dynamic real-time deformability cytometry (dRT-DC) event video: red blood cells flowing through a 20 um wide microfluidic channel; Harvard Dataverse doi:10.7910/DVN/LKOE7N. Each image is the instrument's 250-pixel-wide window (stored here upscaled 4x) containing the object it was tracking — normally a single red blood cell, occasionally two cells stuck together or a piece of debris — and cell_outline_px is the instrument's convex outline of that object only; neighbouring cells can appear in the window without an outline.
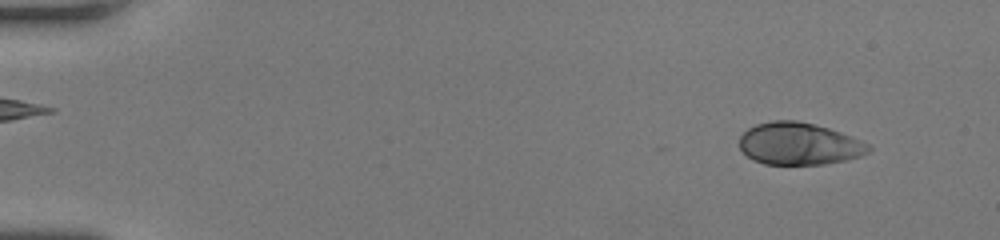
{"species": "human", "species_latin": "Homo sapiens", "temperature_condition": "room temperature", "stored_images_in_passage": 46, "camera_frame_rate_fps": 3000, "um_per_image_px": 0.085, "donor": {"sex": "female"}, "frame": {"image": 1, "passage_image": 1, "time_ms": 0.0, "image_size_px": [1000, 240], "cell_outline_px": [[872, 148], [868, 152], [860, 156], [844, 160], [824, 164], [764, 164], [752, 160], [740, 148], [740, 136], [748, 128], [756, 124], [772, 120], [796, 120], [828, 128], [852, 136], [872, 144]], "centroid_in_image_um": [67.94, 12.22], "position_along_channel_um": 17.1, "area_um2": 31.79}}
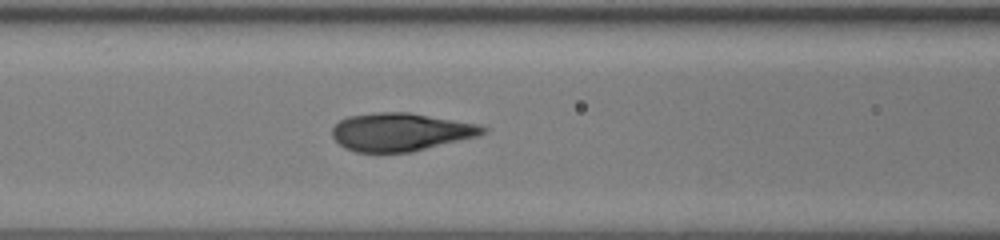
{"frame": {"image": 2, "passage_image": 19, "time_ms": 6.0, "image_size_px": [1000, 240], "cell_outline_px": [[488, 132], [480, 136], [412, 152], [356, 152], [344, 148], [332, 136], [332, 128], [340, 120], [348, 116], [376, 112], [408, 112], [480, 124], [488, 128]], "centroid_in_image_um": [34.1, 11.22], "position_along_channel_um": 132.5, "area_um2": 33.7}}
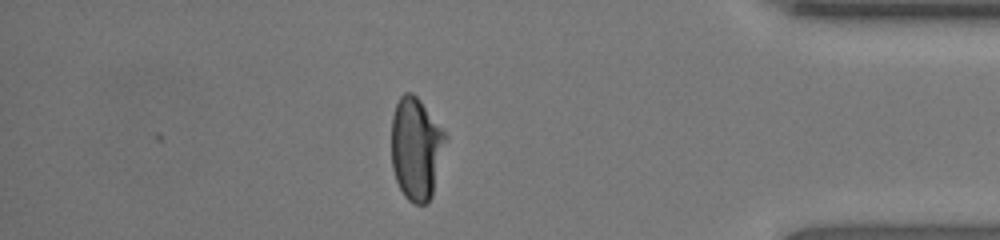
{"frame": {"image": 3, "passage_image": 40, "time_ms": 13.0, "image_size_px": [1000, 240], "cell_outline_px": [[448, 136], [432, 196], [428, 204], [416, 204], [408, 200], [404, 196], [396, 180], [392, 168], [392, 116], [396, 104], [400, 96], [404, 92], [412, 92], [420, 100]], "centroid_in_image_um": [35.38, 12.63], "position_along_channel_um": 399.8, "area_um2": 32.43}, "authors_computed_cell_mechanics": {"area_um2": 33.1483, "velocity_mm_per_s": 4.2464, "shape_relaxation_time_tau1_ms": 3.4296, "shape_relaxation_time_tau2_ms": null, "deformation_change_tau1": 0.1705, "deformation_change_tau2": null}}